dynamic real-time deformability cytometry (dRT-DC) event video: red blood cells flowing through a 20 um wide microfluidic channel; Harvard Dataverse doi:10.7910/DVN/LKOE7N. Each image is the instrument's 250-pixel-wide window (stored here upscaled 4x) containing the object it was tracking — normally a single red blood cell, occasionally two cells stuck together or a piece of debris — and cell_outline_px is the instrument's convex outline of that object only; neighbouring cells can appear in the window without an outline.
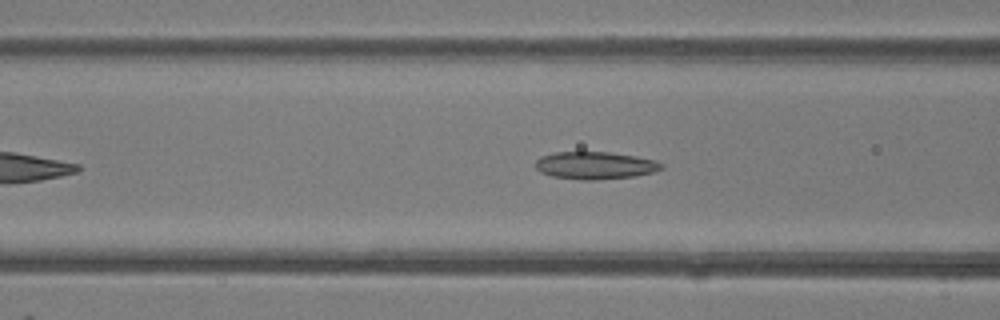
{"species": "common noctule bat (a hibernating species)", "species_latin": "Nyctalus noctula", "temperature_condition": "room temperature", "stored_images_in_passage": 34, "camera_frame_rate_fps": 3000, "um_per_image_px": 0.085, "animal": {"sex": "female"}, "frame": {"image": 1, "passage_image": 12, "time_ms": 3.667, "image_size_px": [1000, 320], "cell_outline_px": [[664, 168], [652, 172], [636, 176], [596, 180], [580, 180], [552, 176], [540, 172], [536, 168], [536, 160], [540, 156], [552, 152], [608, 152], [636, 156], [656, 160], [664, 164]], "centroid_in_image_um": [50.59, 14.06], "position_along_channel_um": 116.0, "area_um2": 20.35}}
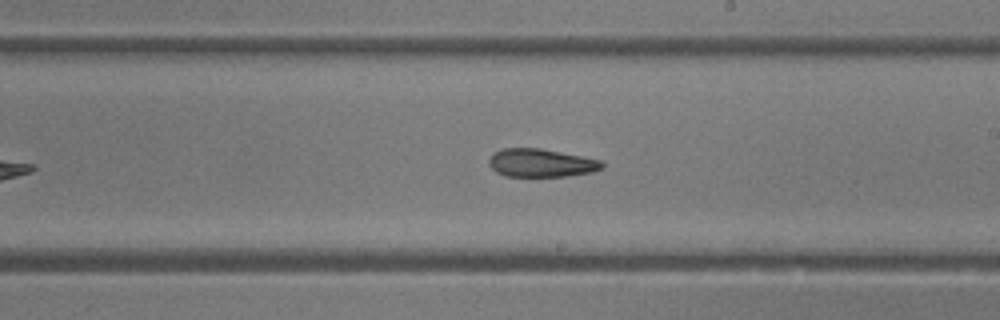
{"frame": {"image": 2, "passage_image": 21, "time_ms": 6.667, "image_size_px": [1000, 320], "cell_outline_px": [[604, 168], [592, 172], [568, 176], [504, 176], [496, 172], [488, 164], [488, 160], [492, 152], [504, 148], [540, 148], [600, 160], [604, 164]], "centroid_in_image_um": [45.96, 13.85], "position_along_channel_um": 243.0, "area_um2": 18.61}}
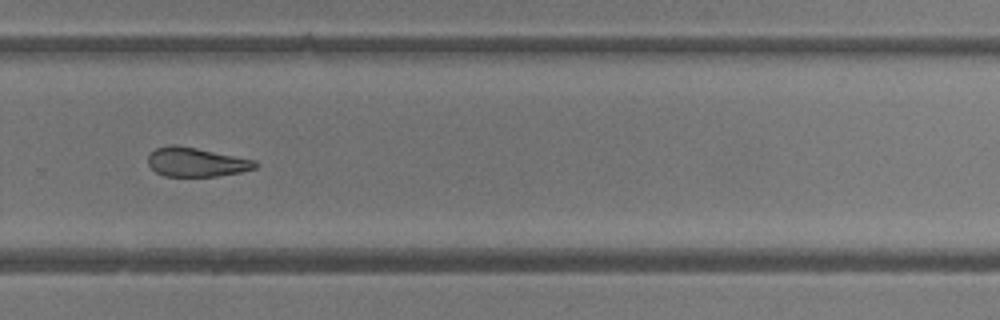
{"frame": {"image": 3, "passage_image": 26, "time_ms": 8.333, "image_size_px": [1000, 320], "cell_outline_px": [[260, 164], [256, 168], [240, 172], [216, 176], [164, 176], [156, 172], [148, 164], [148, 156], [156, 148], [172, 144], [196, 148], [256, 160]], "centroid_in_image_um": [16.7, 13.78], "position_along_channel_um": 313.1, "area_um2": 18.09}, "authors_computed_cell_mechanics": {"area_um2": 19.5653, "velocity_mm_per_s": 4.223, "shape_relaxation_time_tau1_ms": null, "shape_relaxation_time_tau2_ms": 1.6266, "deformation_change_tau1": null, "deformation_change_tau2": 0.08}}